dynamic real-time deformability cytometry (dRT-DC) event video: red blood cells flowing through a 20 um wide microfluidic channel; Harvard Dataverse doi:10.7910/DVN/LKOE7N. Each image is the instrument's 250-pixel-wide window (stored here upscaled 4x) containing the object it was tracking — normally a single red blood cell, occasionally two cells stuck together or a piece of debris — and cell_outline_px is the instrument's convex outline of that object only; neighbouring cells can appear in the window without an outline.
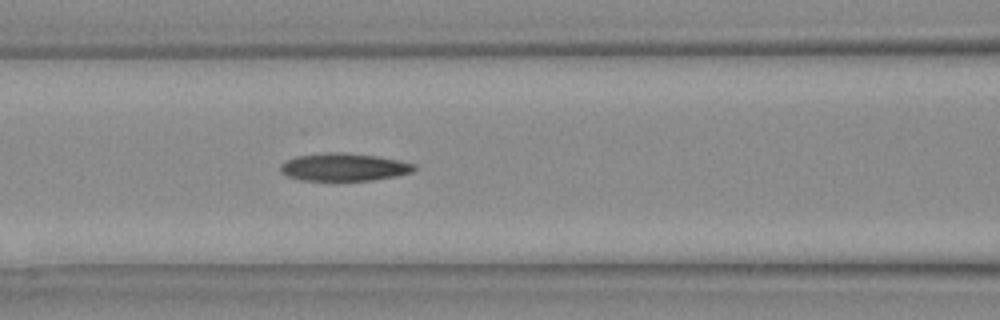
{"species": "Egyptian fruit bat (a non-hibernating species)", "species_latin": "Rousettus aegyptiacus", "temperature_condition": "warm", "stored_images_in_passage": 11, "camera_frame_rate_fps": 3000, "um_per_image_px": 0.085, "animal": {"sex": "female"}, "frame": {"image": 1, "passage_image": 8, "time_ms": 2.333, "image_size_px": [1000, 320], "cell_outline_px": [[416, 168], [412, 172], [396, 176], [372, 180], [300, 180], [288, 176], [280, 172], [280, 164], [296, 156], [328, 152], [344, 152], [376, 156], [416, 164]], "centroid_in_image_um": [29.22, 14.2], "position_along_channel_um": 137.4, "area_um2": 21.5}}